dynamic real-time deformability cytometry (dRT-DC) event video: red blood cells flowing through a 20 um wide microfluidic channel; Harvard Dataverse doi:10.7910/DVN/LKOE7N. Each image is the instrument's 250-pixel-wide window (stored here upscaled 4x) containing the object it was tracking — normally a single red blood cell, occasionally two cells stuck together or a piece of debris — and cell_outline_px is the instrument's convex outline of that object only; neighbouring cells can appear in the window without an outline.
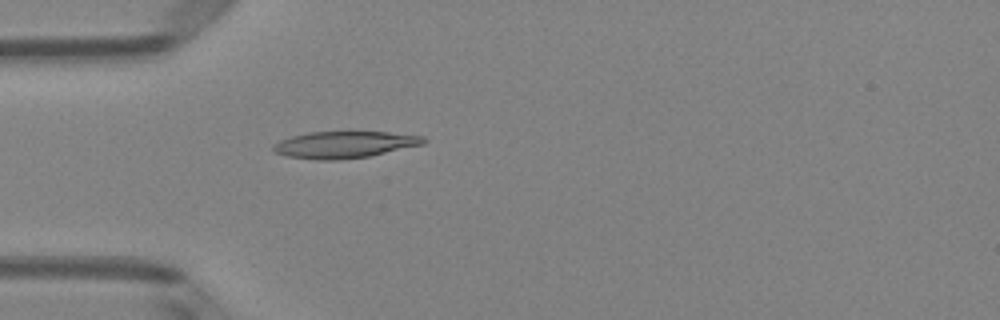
{"species": "Egyptian fruit bat (a non-hibernating species)", "species_latin": "Rousettus aegyptiacus", "temperature_condition": "room temperature", "stored_images_in_passage": 4, "camera_frame_rate_fps": 3000, "um_per_image_px": 0.085, "animal": {"sex": "female"}, "frame": {"image": 1, "passage_image": 4, "time_ms": 1.0, "image_size_px": [1000, 320], "cell_outline_px": [[428, 140], [424, 144], [368, 156], [336, 160], [320, 160], [288, 156], [276, 152], [272, 148], [280, 140], [292, 136], [308, 132], [348, 128], [388, 132], [424, 136]], "centroid_in_image_um": [29.33, 12.23], "position_along_channel_um": 55.7, "area_um2": 24.28}}